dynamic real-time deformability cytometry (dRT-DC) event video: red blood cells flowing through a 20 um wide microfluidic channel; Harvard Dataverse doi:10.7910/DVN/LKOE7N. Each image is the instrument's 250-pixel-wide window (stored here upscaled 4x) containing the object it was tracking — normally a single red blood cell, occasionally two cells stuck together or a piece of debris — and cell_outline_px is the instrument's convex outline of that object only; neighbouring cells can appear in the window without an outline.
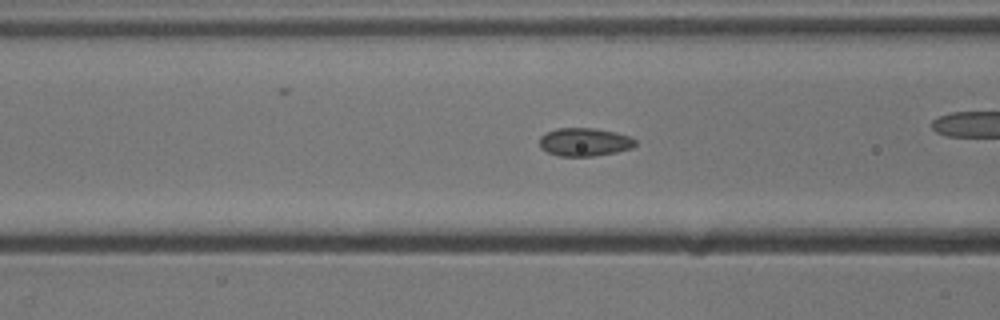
{"species": "common noctule bat (a hibernating species)", "species_latin": "Nyctalus noctula", "temperature_condition": "cold", "stored_images_in_passage": 27, "camera_frame_rate_fps": 3000, "um_per_image_px": 0.085, "animal": {"sex": "male", "body_mass_g": 13.3}, "frame": {"image": 1, "passage_image": 20, "time_ms": 6.333, "image_size_px": [1000, 320], "cell_outline_px": [[636, 144], [632, 148], [616, 152], [592, 156], [560, 156], [548, 152], [540, 148], [540, 136], [556, 128], [592, 128], [616, 132], [632, 136], [636, 140]], "centroid_in_image_um": [49.71, 12.07], "position_along_channel_um": 116.9, "area_um2": 15.78}}
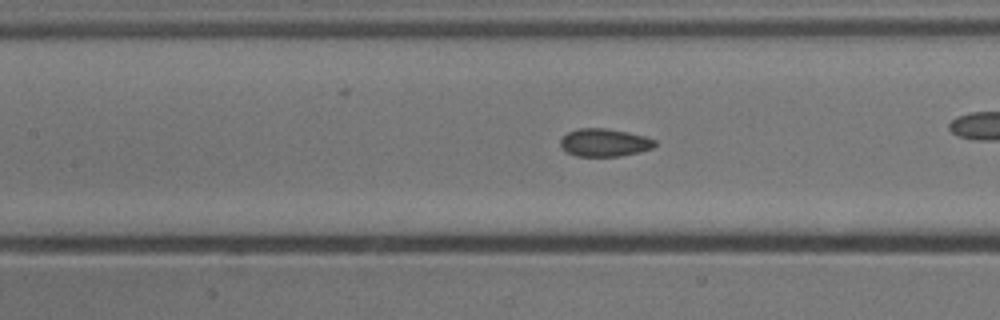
{"frame": {"image": 2, "passage_image": 23, "time_ms": 7.333, "image_size_px": [1000, 320], "cell_outline_px": [[656, 144], [652, 148], [640, 152], [620, 156], [576, 156], [568, 152], [560, 144], [560, 140], [568, 132], [580, 128], [604, 128], [628, 132], [644, 136], [656, 140]], "centroid_in_image_um": [51.4, 12.12], "position_along_channel_um": 156.0, "area_um2": 15.2}}